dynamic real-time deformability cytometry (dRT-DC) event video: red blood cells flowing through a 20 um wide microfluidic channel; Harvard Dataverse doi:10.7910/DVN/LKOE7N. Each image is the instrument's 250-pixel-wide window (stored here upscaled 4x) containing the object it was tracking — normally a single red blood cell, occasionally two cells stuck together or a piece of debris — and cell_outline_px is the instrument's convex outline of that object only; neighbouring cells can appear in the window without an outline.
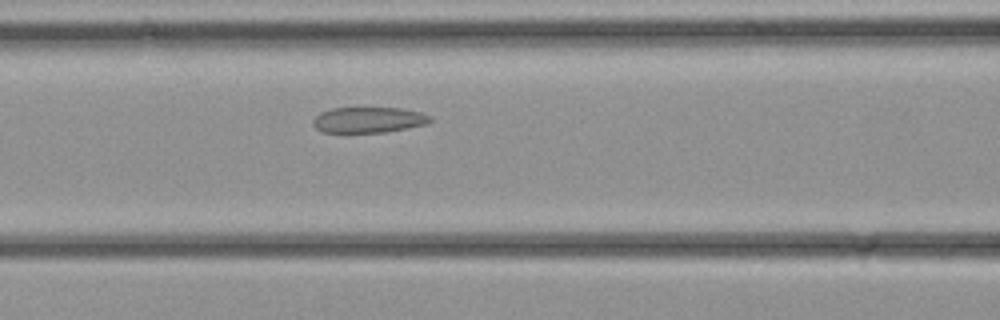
{"species": "common noctule bat (a hibernating species)", "species_latin": "Nyctalus noctula", "temperature_condition": "cold", "stored_images_in_passage": 12, "camera_frame_rate_fps": 3000, "um_per_image_px": 0.085, "animal": {"sex": "female", "body_mass_g": 21.9}, "frame": {"image": 1, "passage_image": 9, "time_ms": 2.667, "image_size_px": [1000, 320], "cell_outline_px": [[432, 120], [428, 124], [388, 132], [324, 132], [316, 128], [312, 124], [312, 120], [320, 112], [332, 108], [400, 108], [420, 112], [432, 116]], "centroid_in_image_um": [31.35, 10.19], "position_along_channel_um": 135.2, "area_um2": 17.63}}